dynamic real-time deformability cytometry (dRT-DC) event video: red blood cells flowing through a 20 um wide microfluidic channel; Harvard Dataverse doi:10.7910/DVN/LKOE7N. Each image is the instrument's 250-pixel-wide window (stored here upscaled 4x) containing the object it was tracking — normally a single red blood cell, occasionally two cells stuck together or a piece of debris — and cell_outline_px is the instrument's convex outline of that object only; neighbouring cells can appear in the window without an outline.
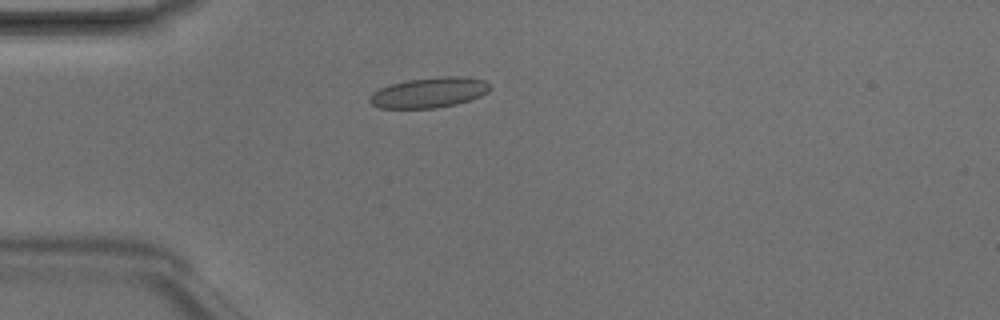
{"species": "Egyptian fruit bat (a non-hibernating species)", "species_latin": "Rousettus aegyptiacus", "temperature_condition": "room temperature", "stored_images_in_passage": 3, "camera_frame_rate_fps": 3000, "um_per_image_px": 0.085, "animal": {"sex": "male"}, "frame": {"image": 1, "passage_image": 3, "time_ms": 0.667, "image_size_px": [1000, 320], "cell_outline_px": [[488, 92], [480, 96], [456, 104], [436, 108], [380, 108], [372, 104], [368, 100], [368, 96], [372, 92], [380, 88], [392, 84], [408, 80], [444, 76], [464, 76], [484, 80], [488, 84]], "centroid_in_image_um": [36.44, 7.87], "position_along_channel_um": 48.6, "area_um2": 21.1}}